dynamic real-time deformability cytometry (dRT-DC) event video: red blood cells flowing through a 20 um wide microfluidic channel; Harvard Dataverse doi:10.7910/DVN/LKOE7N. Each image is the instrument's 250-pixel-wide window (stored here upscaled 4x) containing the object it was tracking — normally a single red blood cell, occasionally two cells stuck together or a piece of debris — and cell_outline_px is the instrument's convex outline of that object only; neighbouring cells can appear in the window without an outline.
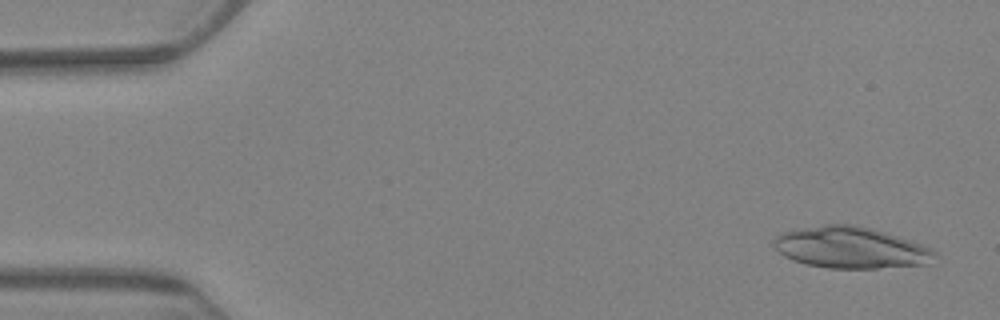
{"species": "Egyptian fruit bat (a non-hibernating species)", "species_latin": "Rousettus aegyptiacus", "temperature_condition": "warm", "stored_images_in_passage": 8, "camera_frame_rate_fps": 3000, "um_per_image_px": 0.085, "animal": {"sex": "female"}, "frame": {"image": 1, "passage_image": 1, "time_ms": 0.0, "image_size_px": [1000, 320], "cell_outline_px": [[940, 256], [928, 264], [876, 268], [828, 268], [804, 264], [792, 260], [784, 256], [772, 244], [772, 240], [776, 236], [784, 232], [800, 228], [824, 224], [852, 224], [872, 228], [932, 248]], "centroid_in_image_um": [72.32, 21.05], "position_along_channel_um": 12.7, "area_um2": 38.96}}